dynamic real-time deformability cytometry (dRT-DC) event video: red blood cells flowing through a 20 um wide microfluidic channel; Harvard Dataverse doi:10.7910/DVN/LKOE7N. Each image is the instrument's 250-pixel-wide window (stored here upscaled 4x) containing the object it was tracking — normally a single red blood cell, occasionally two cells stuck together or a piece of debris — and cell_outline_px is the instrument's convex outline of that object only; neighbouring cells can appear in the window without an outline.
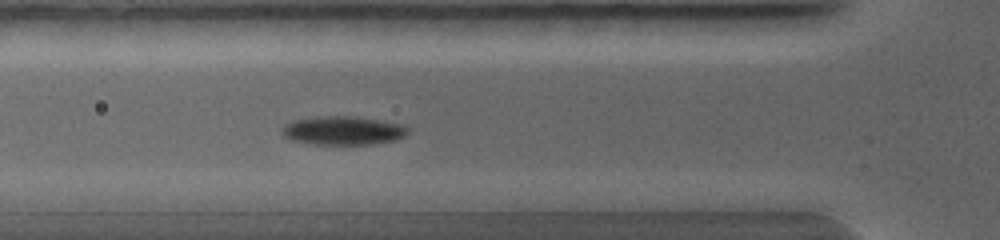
{"species": "common noctule bat (a hibernating species)", "species_latin": "Nyctalus noctula", "temperature_condition": "warm", "stored_images_in_passage": 11, "camera_frame_rate_fps": 5000, "um_per_image_px": 0.085, "animal": {"sex": "female", "body_mass_g": 19.0, "forearm_length_mm": 56.7}, "frame": {"image": 1, "passage_image": 5, "time_ms": 1.6, "image_size_px": [1000, 240], "cell_outline_px": [[408, 132], [404, 136], [392, 140], [372, 144], [316, 144], [292, 140], [284, 136], [280, 132], [280, 128], [284, 124], [292, 120], [316, 116], [356, 116], [384, 120], [400, 124], [408, 128]], "centroid_in_image_um": [29.1, 11.07], "position_along_channel_um": 96.7, "area_um2": 21.15}}
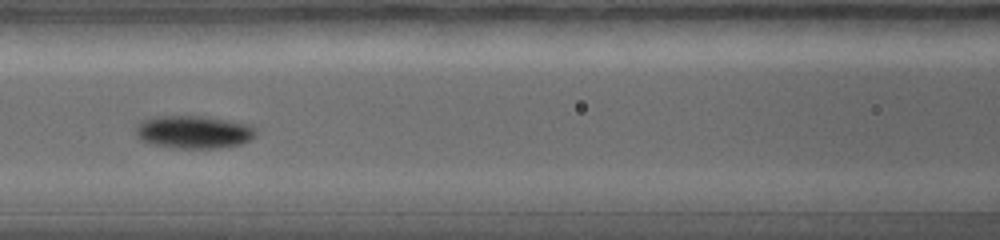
{"frame": {"image": 2, "passage_image": 7, "time_ms": 2.4, "image_size_px": [1000, 240], "cell_outline_px": [[256, 136], [240, 144], [220, 148], [176, 148], [152, 144], [140, 140], [136, 136], [136, 128], [140, 120], [156, 116], [208, 116], [248, 124], [256, 128]], "centroid_in_image_um": [16.45, 11.21], "position_along_channel_um": 150.1, "area_um2": 23.18}}
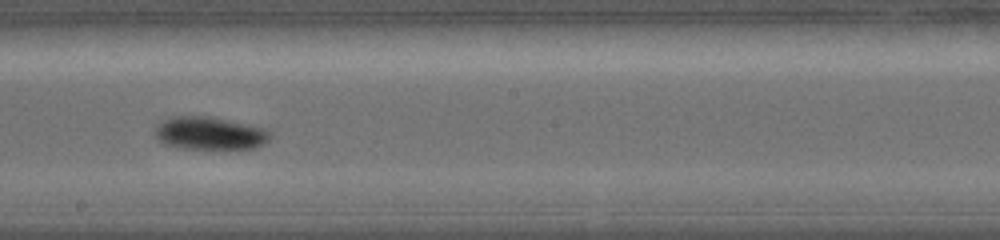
{"frame": {"image": 3, "passage_image": 10, "time_ms": 3.6, "image_size_px": [1000, 240], "cell_outline_px": [[272, 136], [264, 144], [256, 148], [180, 148], [164, 144], [156, 136], [156, 124], [172, 116], [212, 116], [248, 124], [264, 128], [272, 132]], "centroid_in_image_um": [17.86, 11.31], "position_along_channel_um": 230.3, "area_um2": 22.08}}